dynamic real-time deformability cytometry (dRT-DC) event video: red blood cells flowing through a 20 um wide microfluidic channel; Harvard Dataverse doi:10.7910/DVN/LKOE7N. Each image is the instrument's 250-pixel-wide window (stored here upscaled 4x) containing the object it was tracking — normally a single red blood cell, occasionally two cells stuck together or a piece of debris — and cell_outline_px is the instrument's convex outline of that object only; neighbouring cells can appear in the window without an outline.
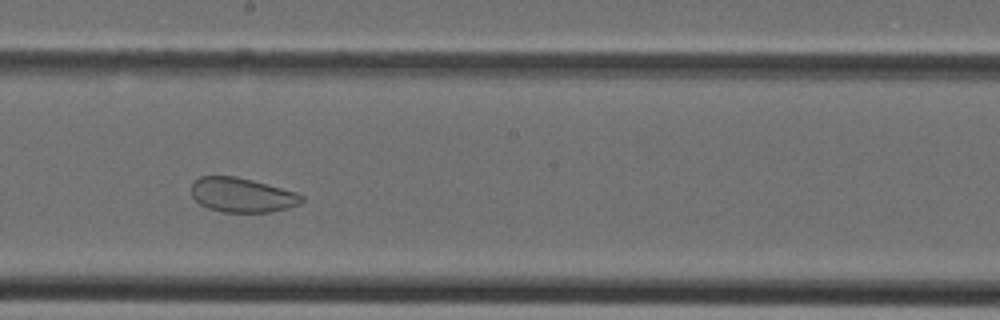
{"species": "Egyptian fruit bat (a non-hibernating species)", "species_latin": "Rousettus aegyptiacus", "temperature_condition": "cold", "stored_images_in_passage": 31, "camera_frame_rate_fps": 3000, "um_per_image_px": 0.085, "animal": {"sex": "female"}, "frame": {"image": 1, "passage_image": 14, "time_ms": 4.333, "image_size_px": [1000, 320], "cell_outline_px": [[304, 200], [300, 204], [288, 208], [272, 212], [220, 212], [208, 208], [200, 204], [192, 196], [192, 180], [200, 176], [236, 176], [252, 180], [296, 192], [304, 196]], "centroid_in_image_um": [20.57, 16.58], "position_along_channel_um": 227.6, "area_um2": 22.31}}